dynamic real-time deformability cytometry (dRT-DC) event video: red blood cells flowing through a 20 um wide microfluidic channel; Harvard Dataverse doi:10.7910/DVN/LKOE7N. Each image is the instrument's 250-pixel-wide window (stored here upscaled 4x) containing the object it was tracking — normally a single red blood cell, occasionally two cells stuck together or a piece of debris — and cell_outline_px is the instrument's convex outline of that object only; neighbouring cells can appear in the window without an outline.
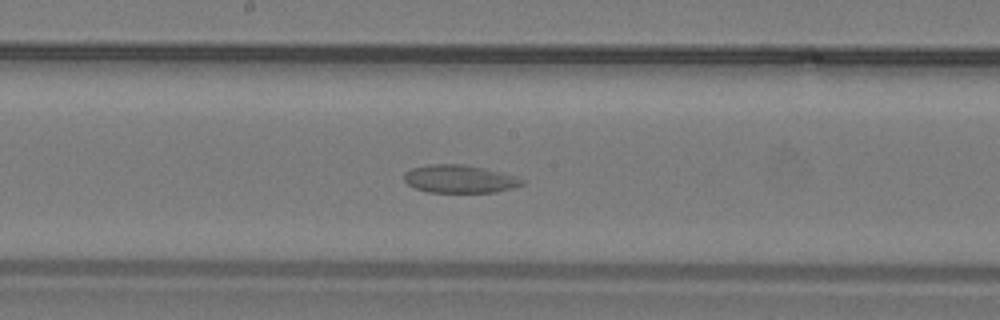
{"species": "common noctule bat (a hibernating species)", "species_latin": "Nyctalus noctula", "temperature_condition": "warm", "stored_images_in_passage": 15, "camera_frame_rate_fps": 3000, "um_per_image_px": 0.085, "animal": {"sex": "male", "body_mass_g": 19.2, "forearm_length_mm": 51.8}, "frame": {"image": 1, "passage_image": 13, "time_ms": 4.0, "image_size_px": [1000, 320], "cell_outline_px": [[524, 184], [512, 188], [496, 192], [428, 192], [416, 188], [408, 184], [404, 180], [404, 172], [412, 168], [428, 164], [464, 164], [484, 168], [516, 176], [524, 180]], "centroid_in_image_um": [39.06, 15.2], "position_along_channel_um": 209.1, "area_um2": 19.19}}
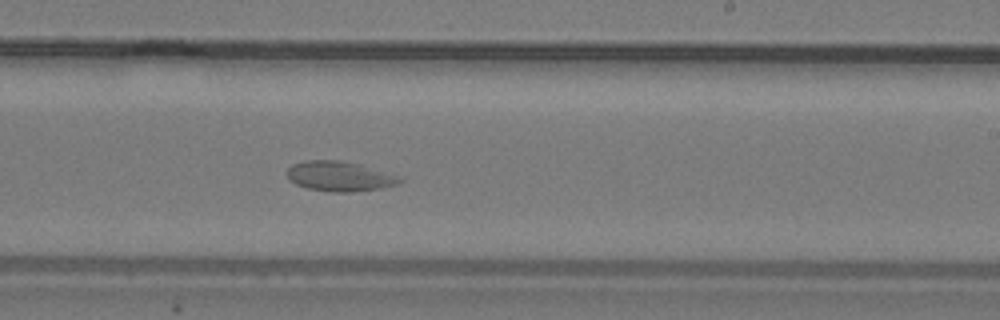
{"frame": {"image": 2, "passage_image": 15, "time_ms": 4.667, "image_size_px": [1000, 320], "cell_outline_px": [[404, 180], [396, 184], [380, 188], [348, 192], [332, 192], [308, 188], [296, 184], [288, 180], [288, 168], [292, 164], [304, 160], [340, 160], [360, 164], [404, 176]], "centroid_in_image_um": [28.9, 14.97], "position_along_channel_um": 260.1, "area_um2": 19.83}}